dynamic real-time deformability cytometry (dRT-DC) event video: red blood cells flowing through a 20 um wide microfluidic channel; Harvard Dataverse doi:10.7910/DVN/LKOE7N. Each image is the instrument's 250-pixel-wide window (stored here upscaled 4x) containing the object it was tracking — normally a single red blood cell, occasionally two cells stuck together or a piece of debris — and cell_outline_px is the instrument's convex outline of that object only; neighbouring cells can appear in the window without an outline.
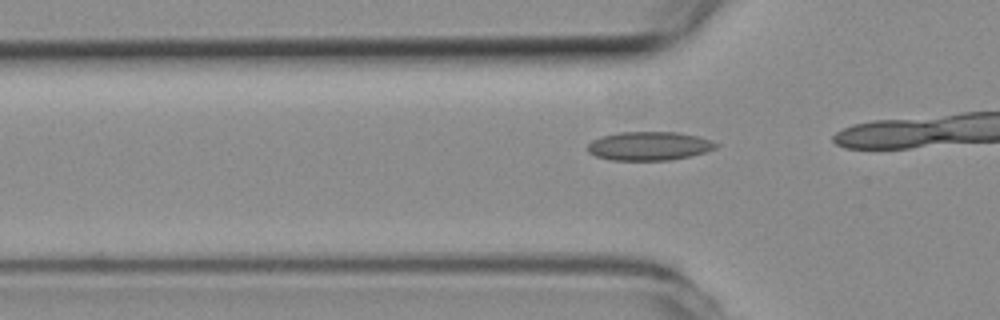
{"species": "common noctule bat (a hibernating species)", "species_latin": "Nyctalus noctula", "temperature_condition": "room temperature", "stored_images_in_passage": 18, "camera_frame_rate_fps": 3000, "um_per_image_px": 0.085, "animal": {"sex": "female", "body_mass_g": 19.3, "forearm_length_mm": 54.1}, "frame": {"image": 1, "passage_image": 13, "time_ms": 4.0, "image_size_px": [1000, 320], "cell_outline_px": [[720, 144], [716, 148], [704, 152], [672, 160], [612, 160], [596, 156], [588, 152], [588, 144], [592, 140], [600, 136], [620, 132], [676, 132], [696, 136]], "centroid_in_image_um": [55.14, 12.41], "position_along_channel_um": 70.7, "area_um2": 21.33}}